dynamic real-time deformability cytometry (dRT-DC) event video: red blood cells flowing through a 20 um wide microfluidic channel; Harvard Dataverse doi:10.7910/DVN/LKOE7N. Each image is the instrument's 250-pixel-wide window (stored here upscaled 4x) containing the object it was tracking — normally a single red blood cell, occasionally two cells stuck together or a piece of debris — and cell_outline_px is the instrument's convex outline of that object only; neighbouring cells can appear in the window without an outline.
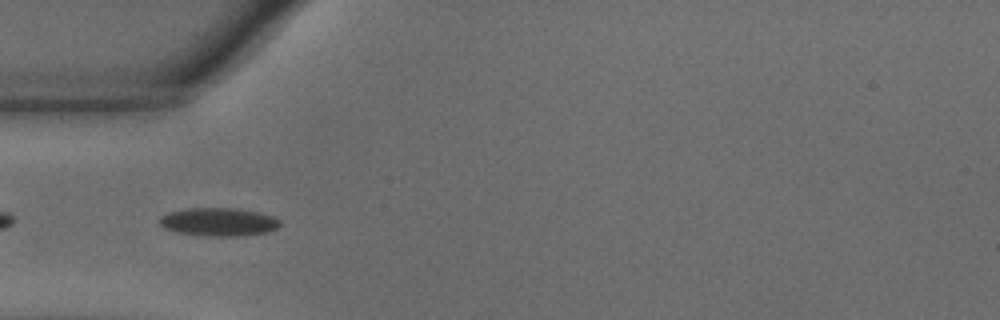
{"species": "common noctule bat (a hibernating species)", "species_latin": "Nyctalus noctula", "temperature_condition": "warm", "stored_images_in_passage": 40, "camera_frame_rate_fps": 3000, "um_per_image_px": 0.085, "animal": {"sex": "male", "body_mass_g": 18.8}, "frame": {"image": 1, "passage_image": 2, "time_ms": 0.333, "image_size_px": [1000, 320], "cell_outline_px": [[280, 224], [276, 228], [268, 232], [244, 236], [204, 236], [176, 232], [164, 228], [160, 224], [160, 216], [172, 212], [188, 208], [236, 208], [260, 212], [272, 216], [280, 220]], "centroid_in_image_um": [18.61, 18.87], "position_along_channel_um": 66.4, "area_um2": 19.88}}
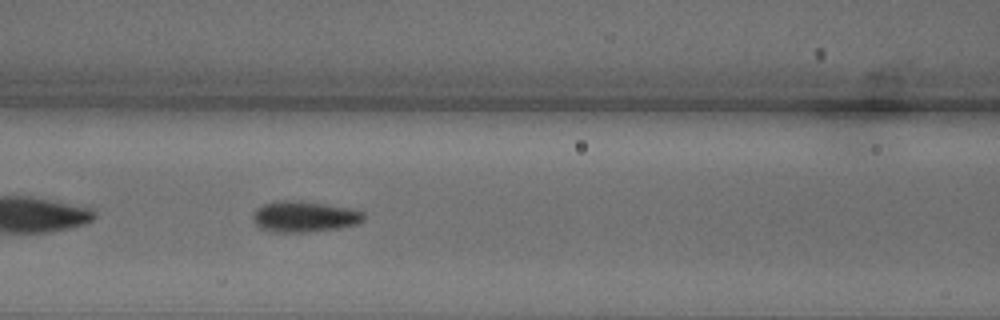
{"frame": {"image": 2, "passage_image": 8, "time_ms": 2.333, "image_size_px": [1000, 320], "cell_outline_px": [[364, 220], [356, 224], [340, 228], [300, 232], [272, 232], [260, 228], [252, 220], [252, 216], [256, 208], [264, 204], [280, 200], [300, 200], [348, 208], [364, 212]], "centroid_in_image_um": [25.83, 18.41], "position_along_channel_um": 140.8, "area_um2": 19.94}}
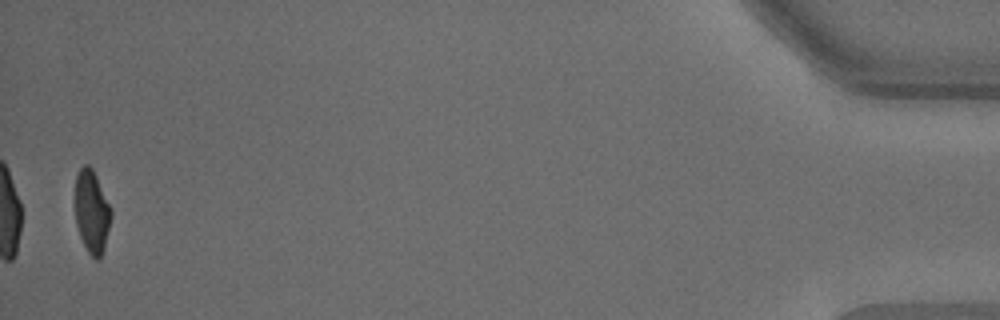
{"frame": {"image": 3, "passage_image": 39, "time_ms": 12.667, "image_size_px": [1000, 320], "cell_outline_px": [[112, 216], [104, 248], [100, 260], [96, 260], [88, 252], [80, 236], [76, 224], [76, 176], [80, 168], [84, 164], [88, 164], [92, 168], [112, 208]], "centroid_in_image_um": [7.83, 18.0], "position_along_channel_um": 427.4, "area_um2": 17.34}, "authors_computed_cell_mechanics": {"area_um2": 19.0162, "velocity_mm_per_s": 3.6644, "shape_relaxation_time_tau1_ms": 3.1429, "shape_relaxation_time_tau2_ms": null, "deformation_change_tau1": 0.1553, "deformation_change_tau2": null}}